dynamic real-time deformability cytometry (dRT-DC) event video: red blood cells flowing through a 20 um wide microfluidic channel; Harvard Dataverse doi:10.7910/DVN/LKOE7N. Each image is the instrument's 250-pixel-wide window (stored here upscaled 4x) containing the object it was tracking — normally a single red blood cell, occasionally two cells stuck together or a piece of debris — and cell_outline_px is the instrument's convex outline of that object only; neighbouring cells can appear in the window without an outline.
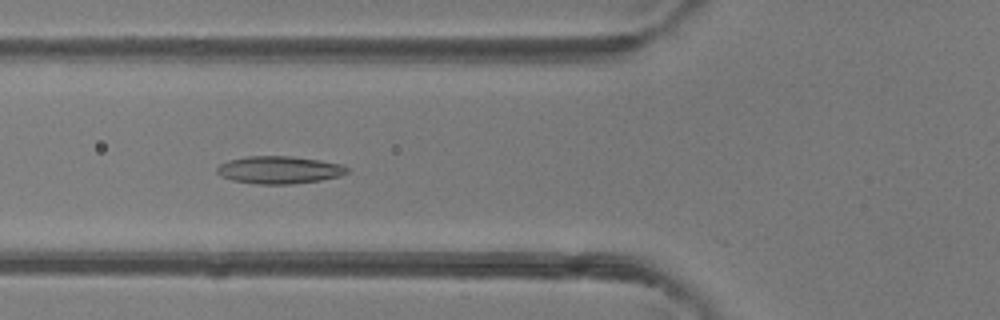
{"species": "common noctule bat (a hibernating species)", "species_latin": "Nyctalus noctula", "temperature_condition": "room temperature", "stored_images_in_passage": 47, "camera_frame_rate_fps": 3000, "um_per_image_px": 0.085, "animal": {"sex": "female"}, "frame": {"image": 1, "passage_image": 17, "time_ms": 5.333, "image_size_px": [1000, 320], "cell_outline_px": [[348, 172], [340, 176], [320, 180], [292, 184], [256, 184], [232, 180], [220, 176], [216, 172], [216, 168], [220, 164], [228, 160], [248, 156], [292, 156], [320, 160], [344, 164], [348, 168]], "centroid_in_image_um": [23.73, 14.44], "position_along_channel_um": 102.1, "area_um2": 21.04}}
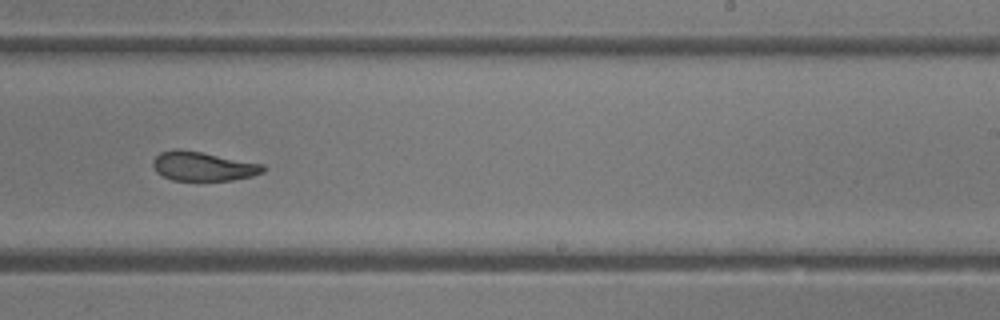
{"frame": {"image": 2, "passage_image": 29, "time_ms": 9.333, "image_size_px": [1000, 320], "cell_outline_px": [[264, 172], [252, 176], [232, 180], [172, 180], [156, 172], [152, 164], [152, 160], [160, 152], [172, 148], [180, 148], [264, 164]], "centroid_in_image_um": [17.22, 14.12], "position_along_channel_um": 271.8, "area_um2": 18.79}}
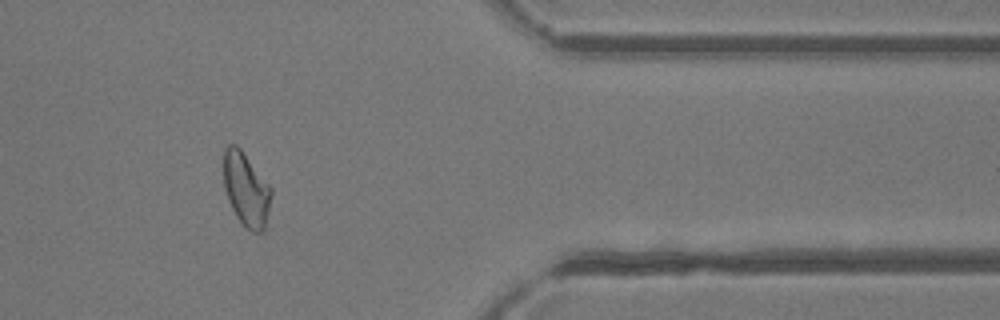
{"frame": {"image": 3, "passage_image": 39, "time_ms": 12.667, "image_size_px": [1000, 320], "cell_outline_px": [[272, 192], [264, 232], [252, 232], [236, 216], [228, 200], [224, 188], [224, 148], [228, 144], [236, 144], [240, 148], [272, 188]], "centroid_in_image_um": [20.92, 16.08], "position_along_channel_um": 390.5, "area_um2": 20.29}, "authors_computed_cell_mechanics": {"area_um2": 21.0392, "velocity_mm_per_s": 4.2514, "shape_relaxation_time_tau1_ms": null, "shape_relaxation_time_tau2_ms": 2.8446, "deformation_change_tau1": null, "deformation_change_tau2": 0.1008}}